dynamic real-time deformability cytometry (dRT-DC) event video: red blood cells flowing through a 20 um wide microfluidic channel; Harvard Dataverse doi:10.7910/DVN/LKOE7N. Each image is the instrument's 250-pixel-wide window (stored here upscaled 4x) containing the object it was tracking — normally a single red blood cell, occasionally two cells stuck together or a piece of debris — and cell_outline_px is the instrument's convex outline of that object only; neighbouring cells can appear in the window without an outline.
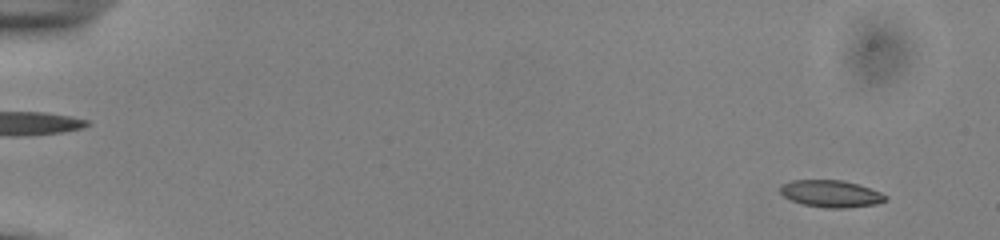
{"species": "common noctule bat (a hibernating species)", "species_latin": "Nyctalus noctula", "temperature_condition": "cold", "stored_images_in_passage": 53, "camera_frame_rate_fps": 3000, "um_per_image_px": 0.085, "animal": {"sex": "male", "body_mass_g": 13.0, "forearm_length_mm": 53.1}, "frame": {"image": 1, "passage_image": 3, "time_ms": 0.667, "image_size_px": [1000, 240], "cell_outline_px": [[888, 200], [876, 204], [844, 208], [828, 208], [804, 204], [792, 200], [784, 196], [780, 192], [780, 188], [784, 184], [792, 180], [844, 180], [880, 192], [888, 196]], "centroid_in_image_um": [70.66, 16.46], "position_along_channel_um": 14.3, "area_um2": 16.36}}
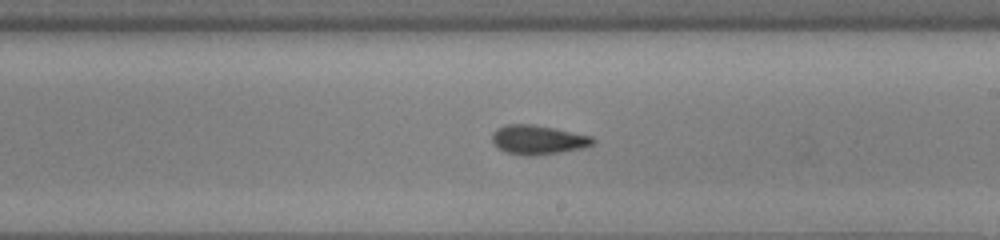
{"frame": {"image": 2, "passage_image": 32, "time_ms": 10.333, "image_size_px": [1000, 240], "cell_outline_px": [[596, 144], [584, 148], [536, 156], [524, 156], [504, 152], [496, 148], [492, 144], [492, 132], [496, 128], [504, 124], [532, 124], [592, 136], [596, 140]], "centroid_in_image_um": [45.69, 11.89], "position_along_channel_um": 243.3, "area_um2": 17.57}}
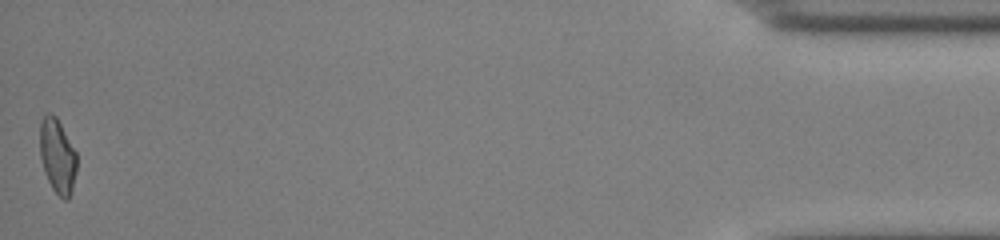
{"frame": {"image": 3, "passage_image": 53, "time_ms": 17.333, "image_size_px": [1000, 240], "cell_outline_px": [[76, 172], [72, 188], [68, 200], [64, 200], [52, 188], [48, 180], [40, 156], [40, 120], [48, 112], [52, 112], [56, 116], [76, 152]], "centroid_in_image_um": [4.87, 13.23], "position_along_channel_um": 430.3, "area_um2": 15.84}, "authors_computed_cell_mechanics": {"area_um2": 16.6464, "velocity_mm_per_s": 3.8941, "shape_relaxation_time_tau1_ms": 5.8193, "shape_relaxation_time_tau2_ms": 1.9775, "deformation_change_tau1": 0.1453, "deformation_change_tau2": 0.0725}}